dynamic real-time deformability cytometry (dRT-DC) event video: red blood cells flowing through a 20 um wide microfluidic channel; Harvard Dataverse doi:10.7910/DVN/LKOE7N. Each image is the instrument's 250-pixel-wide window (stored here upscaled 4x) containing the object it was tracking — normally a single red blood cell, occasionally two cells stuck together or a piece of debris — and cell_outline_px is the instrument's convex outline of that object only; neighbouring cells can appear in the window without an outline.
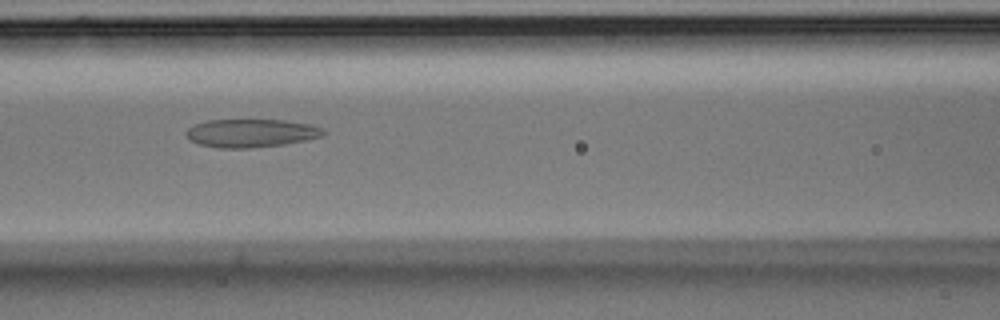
{"species": "Egyptian fruit bat (a non-hibernating species)", "species_latin": "Rousettus aegyptiacus", "temperature_condition": "room temperature", "stored_images_in_passage": 45, "camera_frame_rate_fps": 3000, "um_per_image_px": 0.085, "animal": {"sex": "male"}, "frame": {"image": 1, "passage_image": 13, "time_ms": 4.0, "image_size_px": [1000, 320], "cell_outline_px": [[328, 132], [324, 136], [284, 144], [252, 148], [220, 148], [200, 144], [192, 140], [184, 132], [188, 128], [196, 124], [208, 120], [284, 120], [312, 124], [324, 128]], "centroid_in_image_um": [21.41, 11.31], "position_along_channel_um": 145.2, "area_um2": 22.6}}
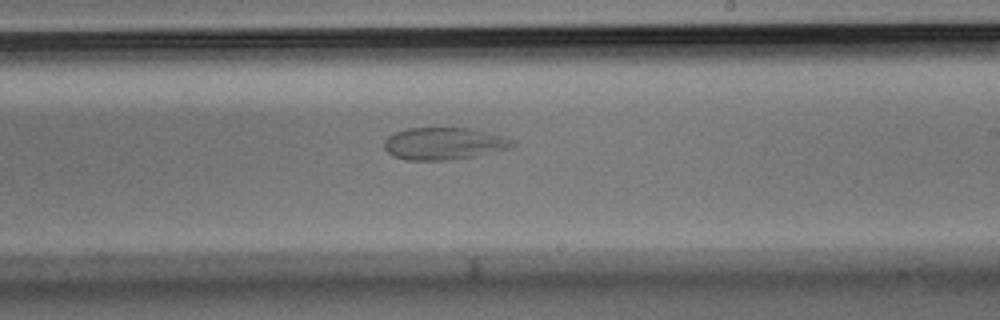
{"frame": {"image": 2, "passage_image": 22, "time_ms": 7.0, "image_size_px": [1000, 320], "cell_outline_px": [[516, 144], [508, 148], [476, 156], [444, 160], [408, 160], [392, 156], [384, 148], [384, 140], [388, 136], [396, 132], [408, 128], [468, 128], [500, 136], [512, 140]], "centroid_in_image_um": [37.67, 12.21], "position_along_channel_um": 251.3, "area_um2": 23.7}}
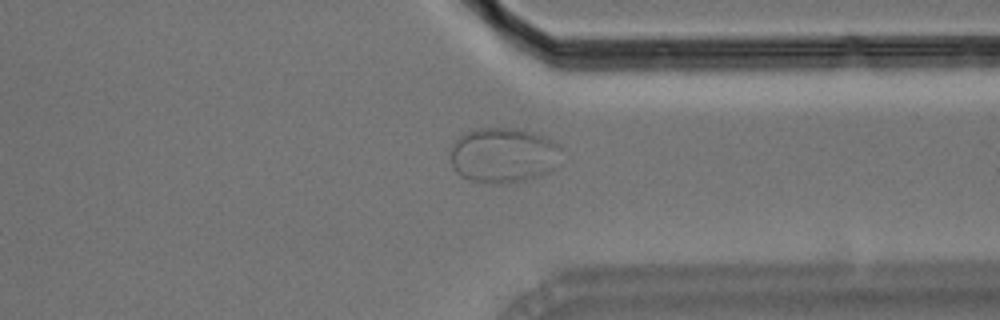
{"frame": {"image": 3, "passage_image": 32, "time_ms": 10.333, "image_size_px": [1000, 320], "cell_outline_px": [[564, 148], [552, 172], [524, 180], [500, 184], [492, 184], [472, 180], [460, 176], [452, 168], [448, 152], [452, 144], [464, 132], [476, 128], [516, 128], [532, 132], [544, 136], [560, 144]], "centroid_in_image_um": [42.78, 13.19], "position_along_channel_um": 368.6, "area_um2": 36.41}}